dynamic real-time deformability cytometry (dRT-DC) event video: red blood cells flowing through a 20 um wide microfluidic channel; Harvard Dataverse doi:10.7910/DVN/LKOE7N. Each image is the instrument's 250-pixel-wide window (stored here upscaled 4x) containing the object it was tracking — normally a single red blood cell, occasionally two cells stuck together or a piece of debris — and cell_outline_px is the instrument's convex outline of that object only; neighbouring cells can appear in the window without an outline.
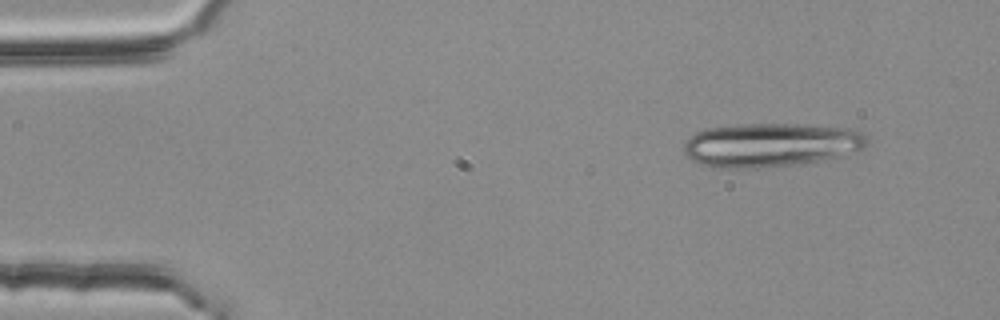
{"species": "common noctule bat (a hibernating species)", "species_latin": "Nyctalus noctula", "temperature_condition": "room temperature", "stored_images_in_passage": 3, "segment_of_instrument_passage": [2, 2], "camera_frame_rate_fps": 3000, "um_per_image_px": 0.085, "animal": {"sex": "female", "body_mass_g": 25.1}, "frame": {"image": 1, "passage_image": 3, "time_ms": 0.667, "image_size_px": [1000, 320], "cell_outline_px": [[872, 140], [864, 148], [856, 152], [824, 160], [792, 164], [748, 168], [712, 168], [696, 164], [684, 152], [684, 144], [688, 136], [696, 132], [708, 128], [748, 124], [804, 124], [856, 128], [864, 132]], "centroid_in_image_um": [65.58, 12.31], "position_along_channel_um": 19.4, "area_um2": 47.51}}